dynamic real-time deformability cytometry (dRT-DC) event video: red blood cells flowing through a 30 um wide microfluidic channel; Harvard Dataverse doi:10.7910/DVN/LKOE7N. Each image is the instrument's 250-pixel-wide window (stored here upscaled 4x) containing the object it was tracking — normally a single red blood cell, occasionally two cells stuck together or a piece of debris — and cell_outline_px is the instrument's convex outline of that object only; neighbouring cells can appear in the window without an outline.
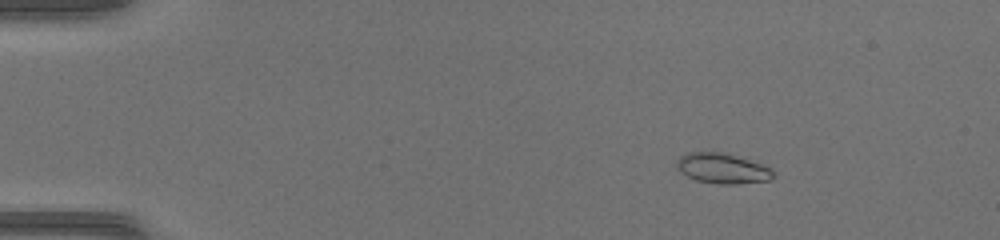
{"species": "common noctule bat (a hibernating species)", "species_latin": "Nyctalus noctula", "temperature_condition": "warm", "stored_images_in_passage": 44, "camera_frame_rate_fps": 3000, "um_per_image_px": 0.085, "animal": {"sex": "female", "body_mass_g": 17.0, "forearm_length_mm": 48.0}, "frame": {"image": 1, "passage_image": 1, "time_ms": 0.0, "image_size_px": [1000, 240], "cell_outline_px": [[776, 176], [772, 180], [736, 184], [716, 184], [696, 180], [680, 172], [676, 168], [676, 160], [680, 156], [688, 152], [724, 152], [772, 168], [776, 172]], "centroid_in_image_um": [61.42, 14.32], "position_along_channel_um": 23.6, "area_um2": 17.22}}
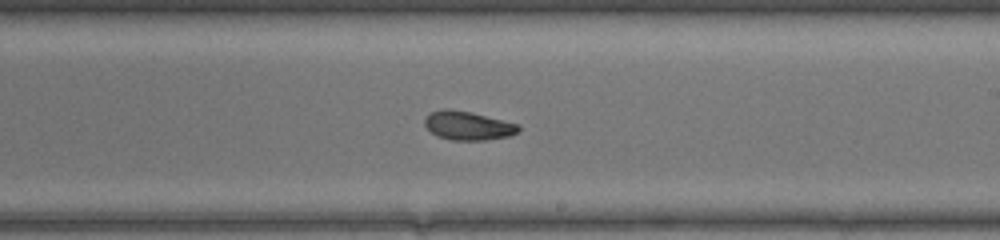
{"frame": {"image": 2, "passage_image": 24, "time_ms": 7.667, "image_size_px": [1000, 240], "cell_outline_px": [[520, 132], [512, 136], [484, 140], [452, 140], [436, 136], [424, 124], [424, 120], [432, 112], [444, 108], [448, 108], [472, 112], [520, 124]], "centroid_in_image_um": [39.83, 10.68], "position_along_channel_um": 249.2, "area_um2": 15.9}}
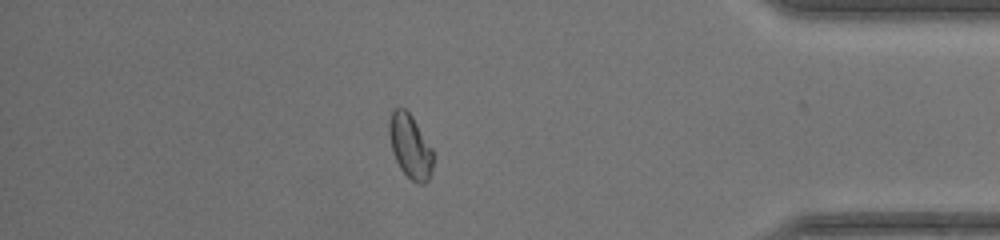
{"frame": {"image": 3, "passage_image": 37, "time_ms": 12.0, "image_size_px": [1000, 240], "cell_outline_px": [[432, 168], [428, 180], [424, 184], [416, 184], [400, 168], [392, 152], [388, 132], [388, 124], [392, 108], [404, 108], [412, 116], [432, 148]], "centroid_in_image_um": [34.84, 12.42], "position_along_channel_um": 400.4, "area_um2": 16.36}, "authors_computed_cell_mechanics": {"area_um2": 16.3863, "velocity_mm_per_s": 4.2388, "shape_relaxation_time_tau1_ms": null, "shape_relaxation_time_tau2_ms": 2.6116, "deformation_change_tau1": null, "deformation_change_tau2": 0.0687}}